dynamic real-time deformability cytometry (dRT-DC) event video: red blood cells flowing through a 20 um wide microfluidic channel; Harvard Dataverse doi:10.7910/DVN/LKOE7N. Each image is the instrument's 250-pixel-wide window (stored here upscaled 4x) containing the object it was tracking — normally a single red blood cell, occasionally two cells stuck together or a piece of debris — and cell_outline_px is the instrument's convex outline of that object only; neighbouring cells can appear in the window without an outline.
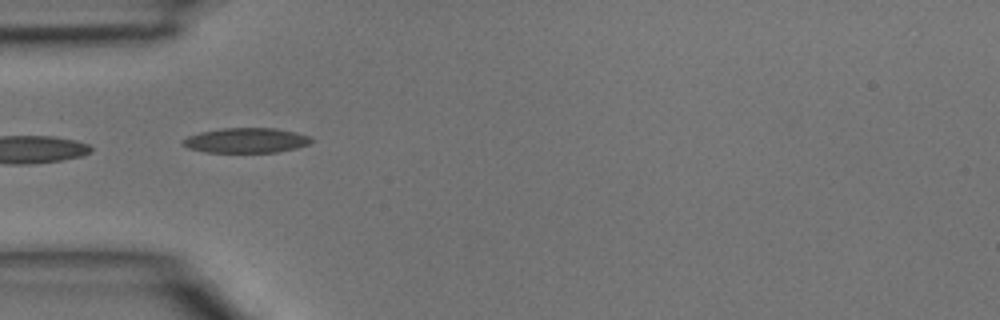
{"species": "common noctule bat (a hibernating species)", "species_latin": "Nyctalus noctula", "temperature_condition": "room temperature", "stored_images_in_passage": 4, "camera_frame_rate_fps": 3000, "um_per_image_px": 0.085, "animal": {"sex": "male", "body_mass_g": 15.6}, "frame": {"image": 1, "passage_image": 4, "time_ms": 1.0, "image_size_px": [1000, 320], "cell_outline_px": [[316, 140], [308, 144], [296, 148], [276, 152], [208, 152], [188, 148], [180, 144], [180, 140], [188, 136], [200, 132], [224, 128], [276, 128], [296, 132], [308, 136]], "centroid_in_image_um": [20.91, 11.93], "position_along_channel_um": 64.1, "area_um2": 18.73}}